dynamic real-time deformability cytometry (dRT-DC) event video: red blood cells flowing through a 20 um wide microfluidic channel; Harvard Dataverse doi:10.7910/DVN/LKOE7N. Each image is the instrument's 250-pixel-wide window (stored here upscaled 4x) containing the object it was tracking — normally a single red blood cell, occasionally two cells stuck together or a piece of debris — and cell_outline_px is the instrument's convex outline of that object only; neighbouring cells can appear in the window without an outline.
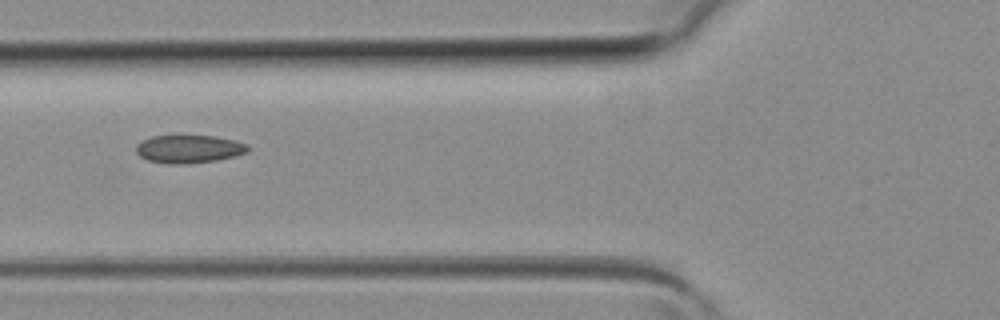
{"species": "common noctule bat (a hibernating species)", "species_latin": "Nyctalus noctula", "temperature_condition": "room temperature", "stored_images_in_passage": 2, "camera_frame_rate_fps": 3000, "um_per_image_px": 0.085, "animal": {"sex": "female", "body_mass_g": 19.3, "forearm_length_mm": 54.1}, "frame": {"image": 1, "passage_image": 2, "time_ms": 0.333, "image_size_px": [1000, 320], "cell_outline_px": [[248, 152], [236, 156], [216, 160], [188, 164], [168, 164], [148, 160], [140, 156], [136, 152], [136, 144], [152, 136], [216, 136], [236, 140], [248, 144]], "centroid_in_image_um": [16.09, 12.67], "position_along_channel_um": 109.7, "area_um2": 18.32}}